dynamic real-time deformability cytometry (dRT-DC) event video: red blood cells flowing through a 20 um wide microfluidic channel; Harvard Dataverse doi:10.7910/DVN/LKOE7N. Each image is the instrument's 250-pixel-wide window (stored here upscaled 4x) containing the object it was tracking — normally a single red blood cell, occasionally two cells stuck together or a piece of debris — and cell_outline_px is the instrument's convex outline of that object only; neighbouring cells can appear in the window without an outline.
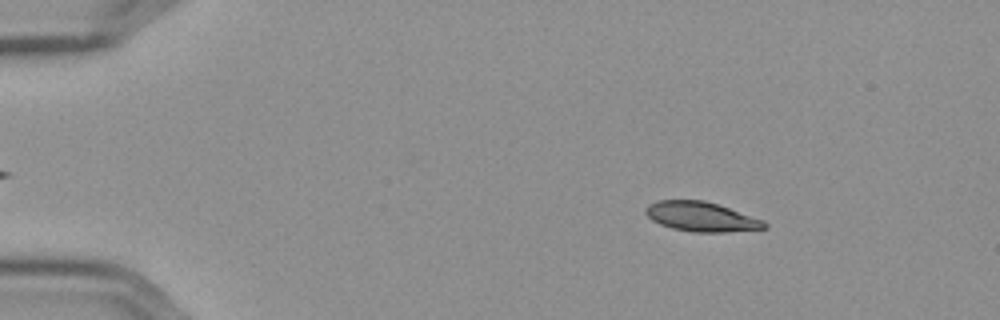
{"species": "Egyptian fruit bat (a non-hibernating species)", "species_latin": "Rousettus aegyptiacus", "temperature_condition": "cold", "stored_images_in_passage": 57, "camera_frame_rate_fps": 3000, "um_per_image_px": 0.085, "frame": {"image": 1, "passage_image": 9, "time_ms": 2.667, "image_size_px": [1000, 320], "cell_outline_px": [[768, 228], [728, 232], [692, 232], [672, 228], [660, 224], [652, 220], [644, 212], [644, 208], [648, 204], [656, 200], [704, 200], [764, 220], [768, 224]], "centroid_in_image_um": [59.59, 18.42], "position_along_channel_um": 25.4, "area_um2": 20.52}}
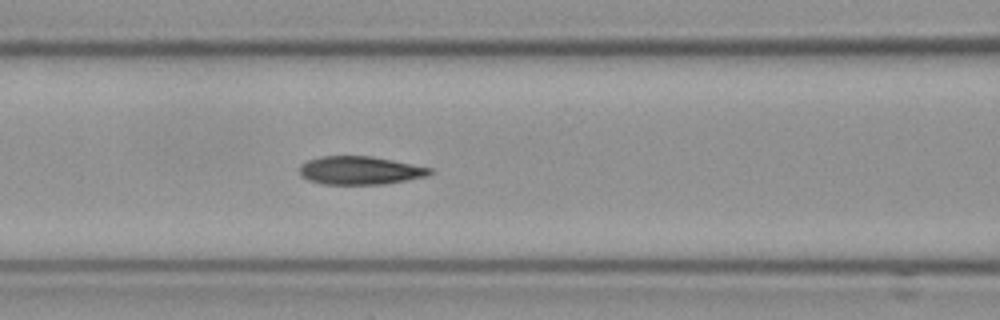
{"frame": {"image": 2, "passage_image": 25, "time_ms": 8.0, "image_size_px": [1000, 320], "cell_outline_px": [[432, 172], [428, 176], [408, 180], [384, 184], [320, 184], [308, 180], [300, 176], [300, 164], [308, 160], [324, 156], [372, 156], [432, 168]], "centroid_in_image_um": [30.59, 14.49], "position_along_channel_um": 136.0, "area_um2": 21.5}}
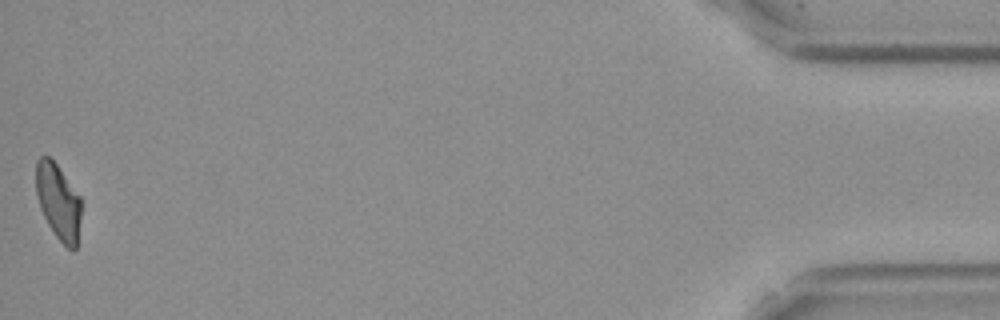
{"frame": {"image": 3, "passage_image": 57, "time_ms": 18.667, "image_size_px": [1000, 320], "cell_outline_px": [[80, 220], [76, 248], [68, 248], [56, 236], [48, 224], [40, 208], [36, 192], [36, 160], [40, 156], [48, 156], [56, 164], [80, 196]], "centroid_in_image_um": [4.94, 17.11], "position_along_channel_um": 430.3, "area_um2": 19.59}, "authors_computed_cell_mechanics": {"area_um2": 21.5594, "velocity_mm_per_s": 3.5907, "shape_relaxation_time_tau1_ms": 9.3345, "shape_relaxation_time_tau2_ms": 2.6315, "deformation_change_tau1": 0.1996, "deformation_change_tau2": 0.0639}}